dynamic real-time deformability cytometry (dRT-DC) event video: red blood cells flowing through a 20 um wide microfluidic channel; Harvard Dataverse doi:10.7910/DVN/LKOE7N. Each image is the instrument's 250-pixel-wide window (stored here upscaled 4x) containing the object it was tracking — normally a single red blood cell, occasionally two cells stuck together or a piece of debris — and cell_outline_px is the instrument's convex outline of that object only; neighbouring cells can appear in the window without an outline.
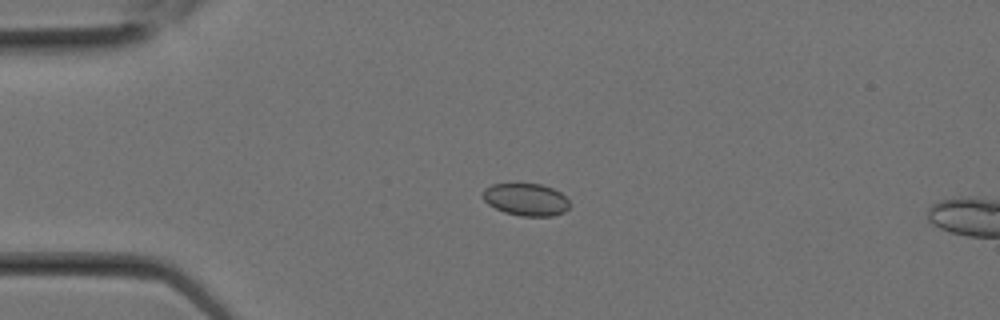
{"species": "Egyptian fruit bat (a non-hibernating species)", "species_latin": "Rousettus aegyptiacus", "temperature_condition": "room temperature", "stored_images_in_passage": 3, "camera_frame_rate_fps": 3000, "um_per_image_px": 0.085, "animal": {"sex": "female"}, "frame": {"image": 1, "passage_image": 2, "time_ms": 0.333, "image_size_px": [1000, 320], "cell_outline_px": [[568, 208], [564, 212], [552, 216], [520, 216], [504, 212], [488, 204], [484, 200], [484, 188], [492, 184], [540, 184], [552, 188], [560, 192], [568, 200]], "centroid_in_image_um": [44.71, 16.96], "position_along_channel_um": 40.3, "area_um2": 16.18}}